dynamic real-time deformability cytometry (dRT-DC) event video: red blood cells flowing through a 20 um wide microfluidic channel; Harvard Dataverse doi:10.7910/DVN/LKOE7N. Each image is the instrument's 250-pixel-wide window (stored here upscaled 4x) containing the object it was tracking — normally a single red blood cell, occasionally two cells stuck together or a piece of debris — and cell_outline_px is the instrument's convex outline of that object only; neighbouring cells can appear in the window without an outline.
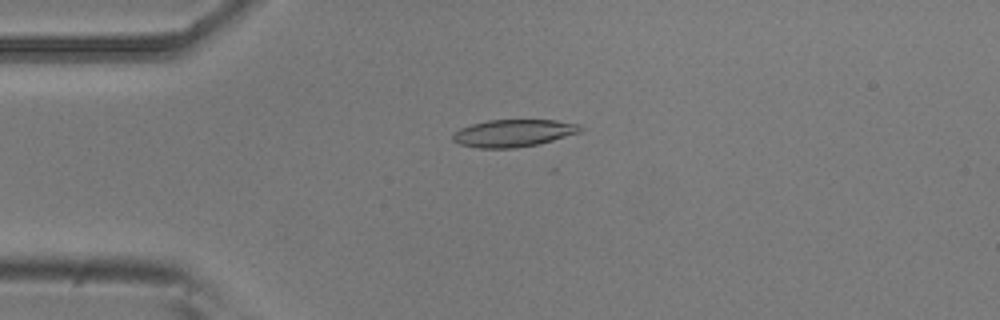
{"species": "common noctule bat (a hibernating species)", "species_latin": "Nyctalus noctula", "temperature_condition": "room temperature", "stored_images_in_passage": 5, "camera_frame_rate_fps": 3000, "um_per_image_px": 0.085, "animal": {"sex": "male", "body_mass_g": 20.5, "forearm_length_mm": 52.5}, "frame": {"image": 1, "passage_image": 4, "time_ms": 1.0, "image_size_px": [1000, 320], "cell_outline_px": [[584, 128], [580, 132], [552, 140], [536, 144], [516, 148], [480, 148], [460, 144], [452, 140], [452, 132], [460, 128], [472, 124], [488, 120], [556, 120], [580, 124]], "centroid_in_image_um": [43.63, 11.31], "position_along_channel_um": 41.4, "area_um2": 20.29}}